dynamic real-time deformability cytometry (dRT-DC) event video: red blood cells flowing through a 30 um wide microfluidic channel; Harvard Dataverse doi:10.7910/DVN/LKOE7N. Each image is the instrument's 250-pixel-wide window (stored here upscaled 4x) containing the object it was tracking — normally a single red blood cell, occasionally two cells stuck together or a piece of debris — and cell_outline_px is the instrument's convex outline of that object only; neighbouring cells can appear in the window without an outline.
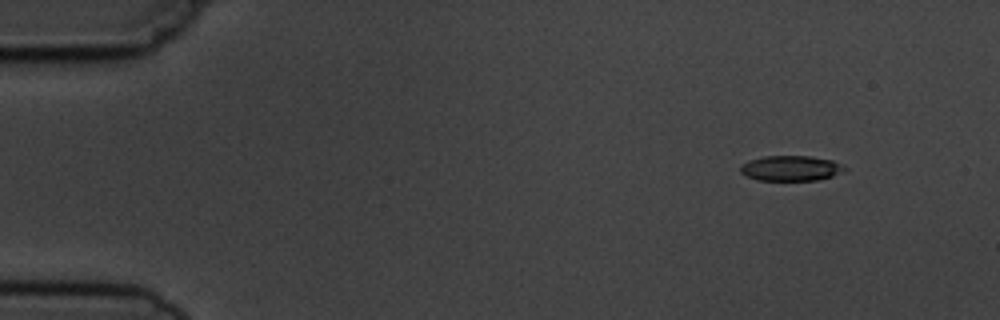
{"species": "common noctule bat (a hibernating species)", "species_latin": "Nyctalus noctula", "temperature_condition": "cold", "stored_images_in_passage": 4, "camera_frame_rate_fps": 3000, "um_per_image_px": 0.085, "animal": {"sex": "male", "body_mass_g": 19.5, "forearm_length_mm": 54.6}, "frame": {"image": 1, "passage_image": 1, "time_ms": 0.0, "image_size_px": [1000, 320], "cell_outline_px": [[848, 168], [844, 172], [820, 180], [756, 180], [740, 172], [740, 168], [748, 160], [764, 156], [812, 156], [832, 160]], "centroid_in_image_um": [67.26, 14.3], "position_along_channel_um": 17.7, "area_um2": 15.37}}
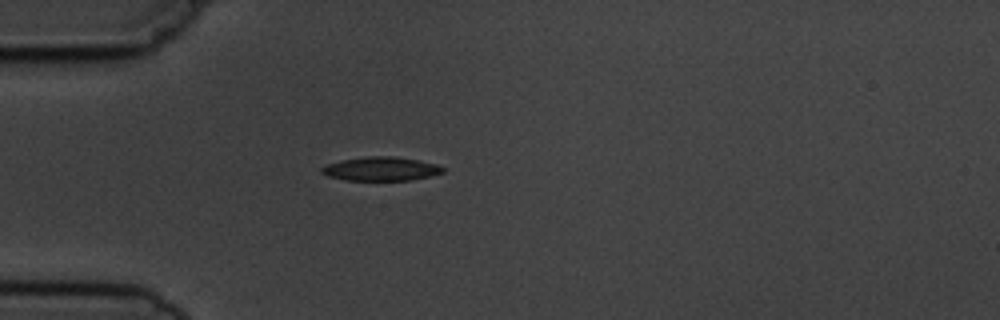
{"frame": {"image": 2, "passage_image": 4, "time_ms": 3.333, "image_size_px": [1000, 320], "cell_outline_px": [[444, 172], [412, 180], [344, 180], [328, 176], [320, 172], [320, 168], [328, 164], [344, 160], [368, 156], [392, 156], [416, 160], [436, 164], [444, 168]], "centroid_in_image_um": [32.36, 14.36], "position_along_channel_um": 52.6, "area_um2": 16.59}}